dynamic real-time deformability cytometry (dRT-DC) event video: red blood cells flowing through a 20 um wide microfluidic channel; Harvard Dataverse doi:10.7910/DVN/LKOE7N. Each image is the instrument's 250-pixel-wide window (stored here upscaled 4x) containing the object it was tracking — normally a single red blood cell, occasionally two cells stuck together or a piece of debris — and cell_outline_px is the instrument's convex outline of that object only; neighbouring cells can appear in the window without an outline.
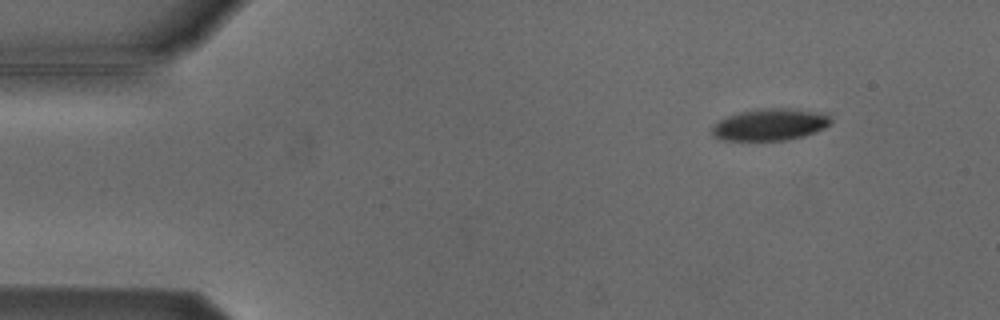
{"species": "Egyptian fruit bat (a non-hibernating species)", "species_latin": "Rousettus aegyptiacus", "temperature_condition": "cold", "stored_images_in_passage": 8, "camera_frame_rate_fps": 3000, "um_per_image_px": 0.085, "animal": {"sex": "male"}, "frame": {"image": 1, "passage_image": 2, "time_ms": 1.333, "image_size_px": [1000, 320], "cell_outline_px": [[832, 120], [824, 128], [816, 132], [804, 136], [788, 140], [720, 140], [712, 136], [712, 128], [720, 120], [728, 116], [740, 112], [764, 108], [792, 108], [828, 112]], "centroid_in_image_um": [65.51, 10.58], "position_along_channel_um": 19.5, "area_um2": 22.25}}
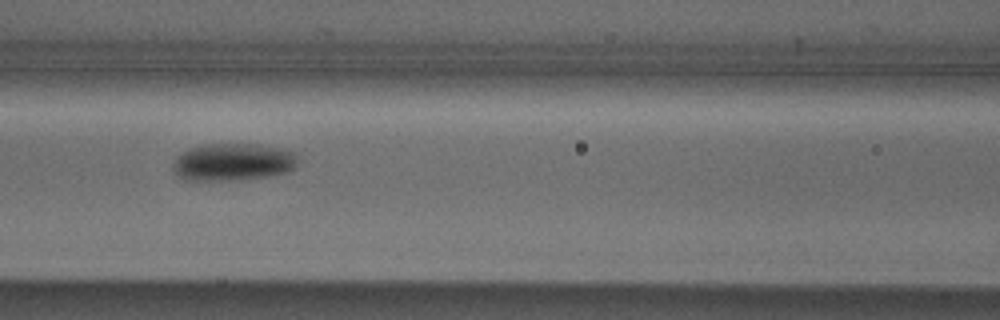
{"frame": {"image": 2, "passage_image": 7, "time_ms": 7.0, "image_size_px": [1000, 320], "cell_outline_px": [[296, 164], [288, 172], [268, 176], [228, 180], [184, 180], [176, 172], [176, 156], [188, 148], [204, 144], [256, 144], [280, 148], [292, 152], [296, 156]], "centroid_in_image_um": [19.8, 13.76], "position_along_channel_um": 146.8, "area_um2": 26.76}}
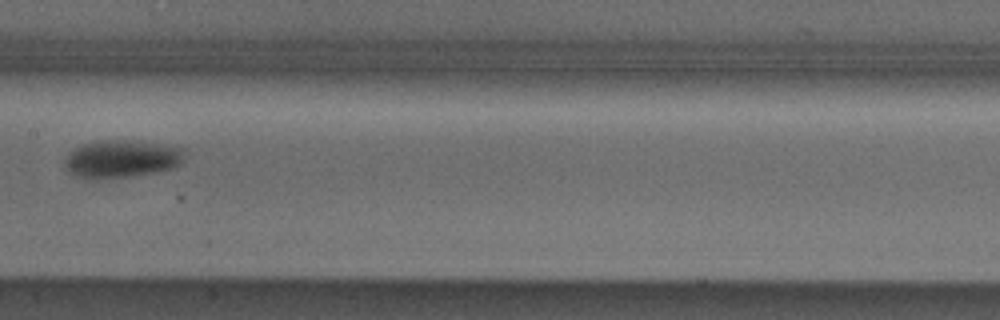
{"frame": {"image": 3, "passage_image": 8, "time_ms": 8.333, "image_size_px": [1000, 320], "cell_outline_px": [[184, 160], [176, 168], [156, 172], [132, 176], [96, 180], [88, 180], [76, 176], [68, 172], [64, 168], [64, 160], [68, 152], [84, 144], [108, 140], [120, 140], [156, 144], [184, 148]], "centroid_in_image_um": [10.3, 13.55], "position_along_channel_um": 197.1, "area_um2": 26.47}}